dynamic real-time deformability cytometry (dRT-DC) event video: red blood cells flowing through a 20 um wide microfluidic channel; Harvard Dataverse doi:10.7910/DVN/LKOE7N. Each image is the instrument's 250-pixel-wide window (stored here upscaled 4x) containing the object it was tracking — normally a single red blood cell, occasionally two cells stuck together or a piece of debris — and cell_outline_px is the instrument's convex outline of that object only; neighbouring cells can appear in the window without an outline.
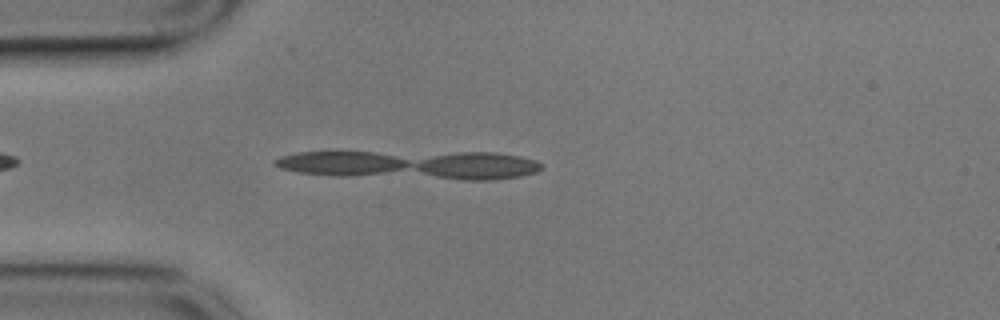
{"species": "common noctule bat (a hibernating species)", "species_latin": "Nyctalus noctula", "temperature_condition": "cold", "stored_images_in_passage": 6, "camera_frame_rate_fps": 3000, "um_per_image_px": 0.085, "animal": {"sex": "male", "body_mass_g": 17.9}, "frame": {"image": 1, "passage_image": 6, "time_ms": 1.667, "image_size_px": [1000, 320], "cell_outline_px": [[540, 168], [528, 172], [512, 176], [444, 176], [420, 168], [420, 164], [428, 160], [444, 156], [508, 156], [540, 164]], "centroid_in_image_um": [40.7, 14.11], "position_along_channel_um": 44.3, "area_um2": 14.39}}